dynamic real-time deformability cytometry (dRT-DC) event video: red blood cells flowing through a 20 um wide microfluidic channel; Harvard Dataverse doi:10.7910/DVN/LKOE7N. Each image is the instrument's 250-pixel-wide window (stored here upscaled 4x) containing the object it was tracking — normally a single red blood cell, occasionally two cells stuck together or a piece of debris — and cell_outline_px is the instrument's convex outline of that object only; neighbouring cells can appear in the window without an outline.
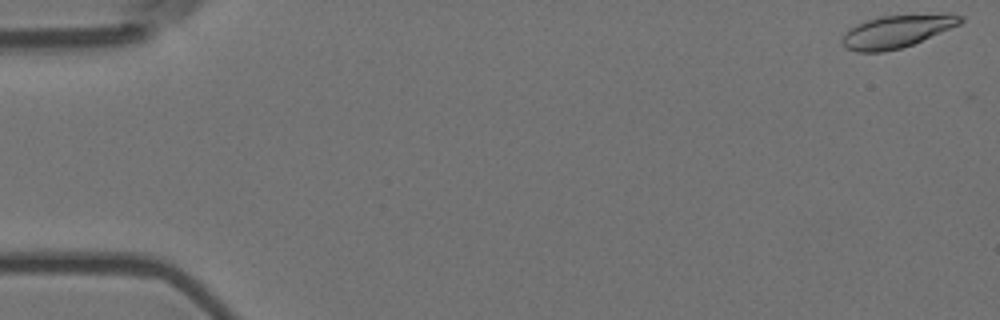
{"species": "Egyptian fruit bat (a non-hibernating species)", "species_latin": "Rousettus aegyptiacus", "temperature_condition": "room temperature", "stored_images_in_passage": 56, "camera_frame_rate_fps": 3000, "um_per_image_px": 0.085, "animal": {"sex": "female"}, "frame": {"image": 1, "passage_image": 1, "time_ms": 0.0, "image_size_px": [1000, 320], "cell_outline_px": [[964, 20], [960, 24], [912, 44], [900, 48], [884, 52], [856, 52], [844, 48], [840, 40], [844, 32], [848, 28], [856, 24], [880, 16], [948, 12], [952, 12], [964, 16]], "centroid_in_image_um": [76.23, 2.64], "position_along_channel_um": 8.8, "area_um2": 23.0}}
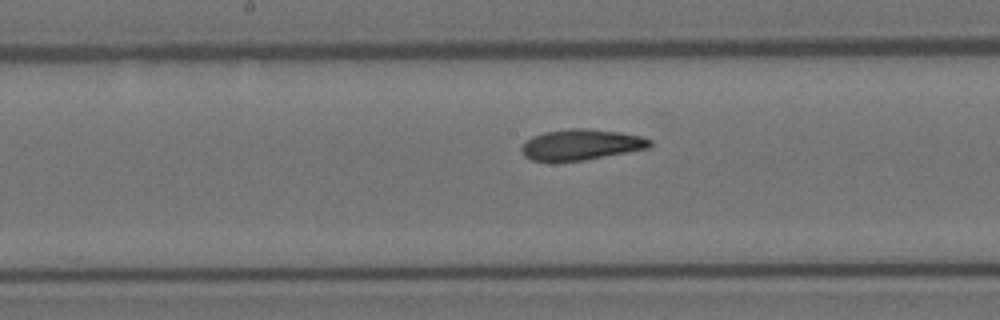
{"frame": {"image": 2, "passage_image": 29, "time_ms": 9.333, "image_size_px": [1000, 320], "cell_outline_px": [[652, 144], [648, 148], [628, 152], [584, 160], [532, 160], [524, 156], [520, 148], [532, 136], [544, 132], [568, 128], [584, 128], [620, 132], [640, 136], [652, 140]], "centroid_in_image_um": [49.41, 12.28], "position_along_channel_um": 198.8, "area_um2": 22.72}}
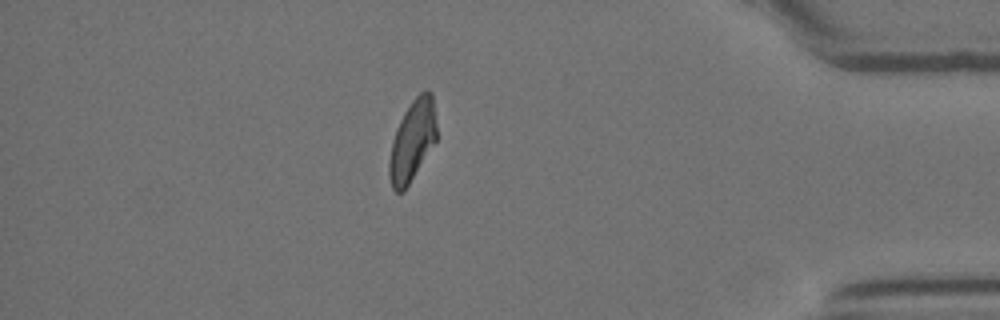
{"frame": {"image": 3, "passage_image": 49, "time_ms": 16.0, "image_size_px": [1000, 320], "cell_outline_px": [[436, 140], [404, 192], [396, 192], [392, 188], [388, 176], [388, 164], [392, 140], [396, 128], [404, 112], [412, 100], [420, 92], [432, 92], [436, 124]], "centroid_in_image_um": [35.02, 11.99], "position_along_channel_um": 400.2, "area_um2": 22.25}, "authors_computed_cell_mechanics": {"area_um2": 22.9466, "velocity_mm_per_s": 3.5887, "shape_relaxation_time_tau1_ms": 7.656, "shape_relaxation_time_tau2_ms": 3.7566, "deformation_change_tau1": 0.1993, "deformation_change_tau2": 0.1153}}